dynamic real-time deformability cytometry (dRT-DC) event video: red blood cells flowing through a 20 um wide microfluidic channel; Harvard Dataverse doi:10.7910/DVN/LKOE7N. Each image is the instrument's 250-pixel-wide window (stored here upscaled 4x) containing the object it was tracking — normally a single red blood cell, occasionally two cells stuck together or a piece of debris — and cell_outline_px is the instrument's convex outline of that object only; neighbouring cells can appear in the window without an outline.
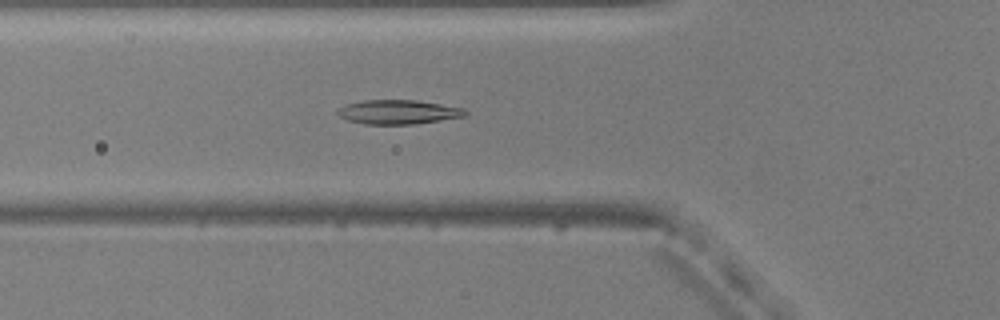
{"species": "common noctule bat (a hibernating species)", "species_latin": "Nyctalus noctula", "temperature_condition": "warm", "stored_images_in_passage": 45, "camera_frame_rate_fps": 3000, "um_per_image_px": 0.085, "animal": {"sex": "male", "body_mass_g": 20.5, "forearm_length_mm": 52.5}, "frame": {"image": 1, "passage_image": 11, "time_ms": 3.333, "image_size_px": [1000, 320], "cell_outline_px": [[468, 112], [464, 116], [440, 120], [412, 124], [364, 124], [348, 120], [340, 116], [336, 112], [340, 108], [348, 104], [364, 100], [416, 100], [464, 108]], "centroid_in_image_um": [33.85, 9.52], "position_along_channel_um": 91.9, "area_um2": 17.74}}
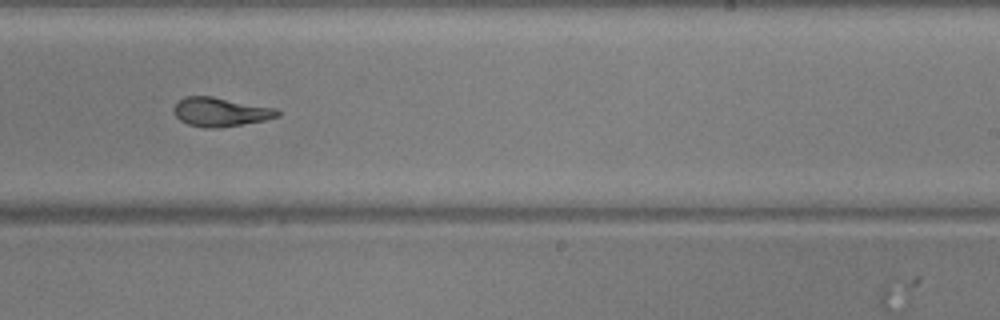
{"frame": {"image": 2, "passage_image": 25, "time_ms": 8.0, "image_size_px": [1000, 320], "cell_outline_px": [[280, 116], [264, 120], [220, 128], [204, 128], [188, 124], [180, 120], [176, 116], [172, 108], [184, 96], [212, 96], [276, 108], [280, 112]], "centroid_in_image_um": [18.74, 9.51], "position_along_channel_um": 270.3, "area_um2": 17.51}}
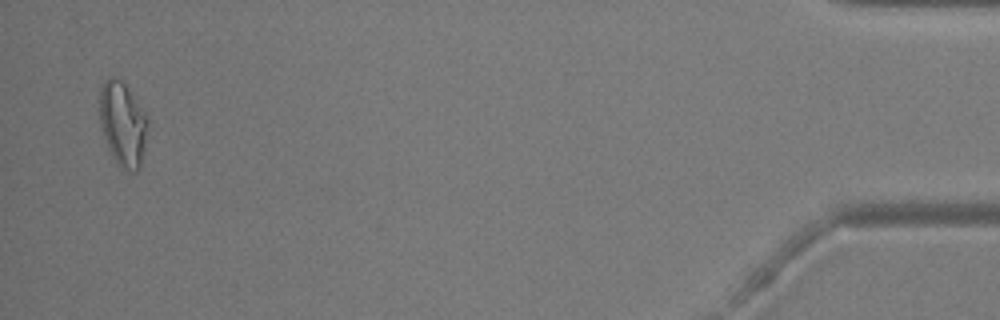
{"frame": {"image": 3, "passage_image": 44, "time_ms": 14.333, "image_size_px": [1000, 320], "cell_outline_px": [[148, 124], [144, 148], [140, 168], [136, 172], [132, 172], [116, 164], [108, 148], [100, 128], [100, 88], [104, 80], [108, 76], [116, 76], [124, 80], [148, 116]], "centroid_in_image_um": [10.43, 10.48], "position_along_channel_um": 424.8, "area_um2": 24.22}, "authors_computed_cell_mechanics": {"area_um2": 18.3226, "velocity_mm_per_s": 3.8056, "shape_relaxation_time_tau1_ms": null, "shape_relaxation_time_tau2_ms": 3.533, "deformation_change_tau1": null, "deformation_change_tau2": 0.0946}}